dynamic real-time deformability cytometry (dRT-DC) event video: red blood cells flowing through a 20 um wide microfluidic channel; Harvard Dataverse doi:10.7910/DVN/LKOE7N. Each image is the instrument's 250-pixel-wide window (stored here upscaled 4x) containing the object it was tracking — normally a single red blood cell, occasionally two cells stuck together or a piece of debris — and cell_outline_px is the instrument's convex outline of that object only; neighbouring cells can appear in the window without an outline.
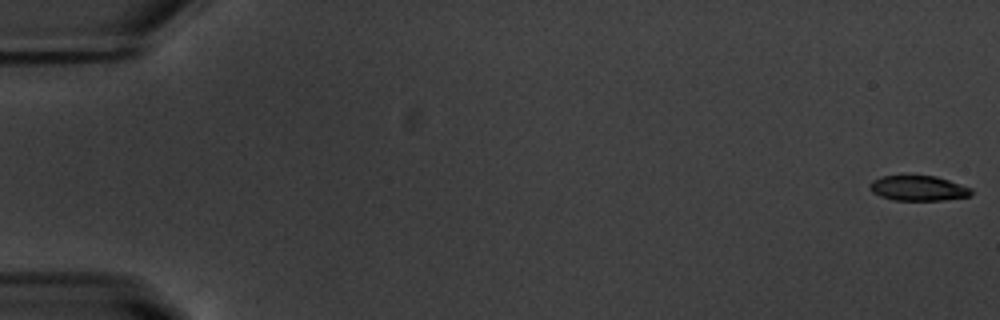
{"species": "common noctule bat (a hibernating species)", "species_latin": "Nyctalus noctula", "temperature_condition": "warm", "stored_images_in_passage": 22, "camera_frame_rate_fps": 3000, "um_per_image_px": 0.085, "animal": {"sex": "male", "body_mass_g": 20.1, "forearm_length_mm": 53.5}, "frame": {"image": 1, "passage_image": 1, "time_ms": 0.0, "image_size_px": [1000, 320], "cell_outline_px": [[972, 196], [944, 200], [892, 200], [880, 196], [872, 192], [868, 188], [868, 184], [872, 180], [880, 176], [936, 176], [972, 188]], "centroid_in_image_um": [78.03, 16.0], "position_along_channel_um": 7.0, "area_um2": 14.97}}
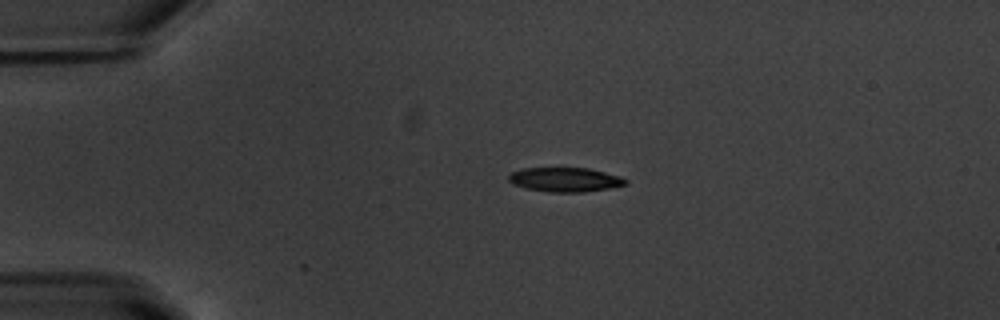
{"frame": {"image": 2, "passage_image": 13, "time_ms": 4.0, "image_size_px": [1000, 320], "cell_outline_px": [[628, 184], [612, 188], [584, 192], [548, 192], [524, 188], [512, 184], [508, 180], [508, 176], [512, 172], [524, 168], [588, 168], [620, 176], [628, 180]], "centroid_in_image_um": [48.04, 15.28], "position_along_channel_um": 37.0, "area_um2": 16.7}}